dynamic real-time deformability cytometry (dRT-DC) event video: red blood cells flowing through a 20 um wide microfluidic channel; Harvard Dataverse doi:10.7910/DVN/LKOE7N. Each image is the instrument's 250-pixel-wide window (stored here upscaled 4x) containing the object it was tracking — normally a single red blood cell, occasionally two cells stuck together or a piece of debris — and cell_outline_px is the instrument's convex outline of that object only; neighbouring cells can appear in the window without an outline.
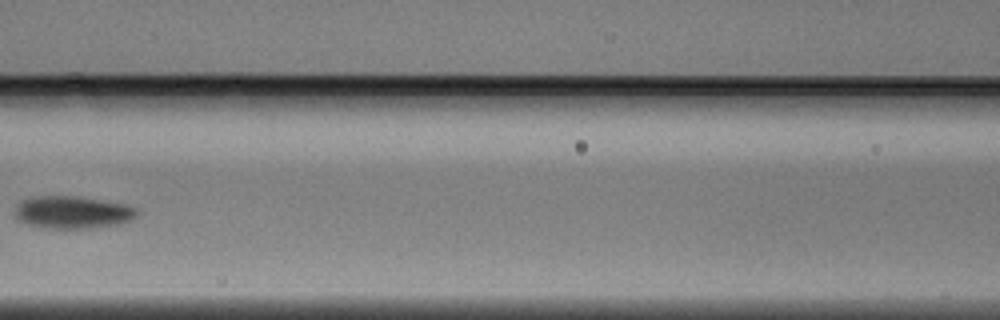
{"species": "Egyptian fruit bat (a non-hibernating species)", "species_latin": "Rousettus aegyptiacus", "temperature_condition": "warm", "stored_images_in_passage": 5, "camera_frame_rate_fps": 3000, "um_per_image_px": 0.085, "animal": {"sex": "male"}, "frame": {"image": 1, "passage_image": 5, "time_ms": 1.333, "image_size_px": [1000, 320], "cell_outline_px": [[140, 212], [132, 220], [120, 224], [88, 228], [48, 228], [28, 224], [20, 220], [16, 216], [16, 204], [20, 200], [32, 196], [76, 196], [128, 204], [136, 208]], "centroid_in_image_um": [6.2, 18.03], "position_along_channel_um": 160.4, "area_um2": 23.24}}